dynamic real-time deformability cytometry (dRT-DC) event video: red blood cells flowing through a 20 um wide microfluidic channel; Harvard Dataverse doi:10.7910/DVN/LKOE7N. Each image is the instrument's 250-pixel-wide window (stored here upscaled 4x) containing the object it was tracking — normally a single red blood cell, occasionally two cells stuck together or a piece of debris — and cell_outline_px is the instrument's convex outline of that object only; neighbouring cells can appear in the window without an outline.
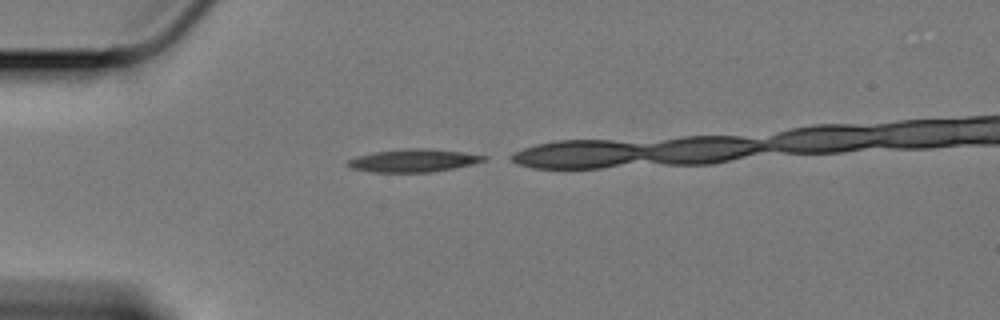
{"species": "Egyptian fruit bat (a non-hibernating species)", "species_latin": "Rousettus aegyptiacus", "temperature_condition": "cold", "stored_images_in_passage": 10, "camera_frame_rate_fps": 3000, "um_per_image_px": 0.085, "animal": {"sex": "female"}, "frame": {"image": 1, "passage_image": 1, "time_ms": 0.0, "image_size_px": [1000, 320], "cell_outline_px": [[488, 160], [472, 164], [432, 172], [372, 172], [352, 168], [348, 164], [348, 160], [356, 156], [376, 152], [404, 148], [424, 148], [460, 152], [488, 156]], "centroid_in_image_um": [35.16, 13.64], "position_along_channel_um": 49.8, "area_um2": 17.92}}
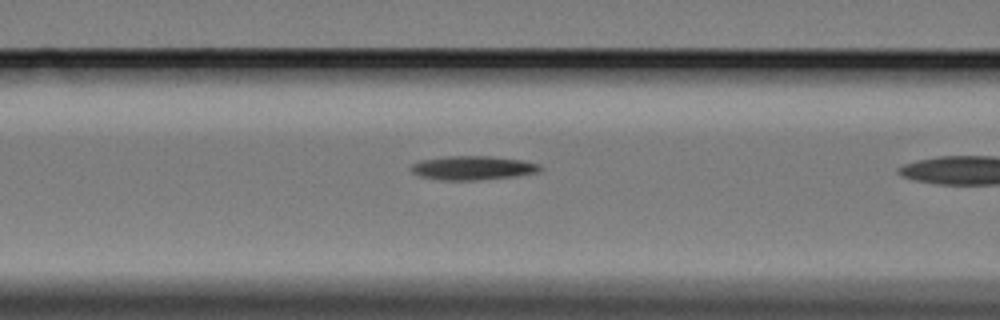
{"frame": {"image": 2, "passage_image": 9, "time_ms": 2.667, "image_size_px": [1000, 320], "cell_outline_px": [[544, 168], [540, 172], [516, 176], [476, 180], [444, 180], [420, 176], [412, 172], [412, 164], [420, 160], [448, 156], [492, 156], [524, 160], [540, 164]], "centroid_in_image_um": [40.26, 14.26], "position_along_channel_um": 126.3, "area_um2": 18.09}}